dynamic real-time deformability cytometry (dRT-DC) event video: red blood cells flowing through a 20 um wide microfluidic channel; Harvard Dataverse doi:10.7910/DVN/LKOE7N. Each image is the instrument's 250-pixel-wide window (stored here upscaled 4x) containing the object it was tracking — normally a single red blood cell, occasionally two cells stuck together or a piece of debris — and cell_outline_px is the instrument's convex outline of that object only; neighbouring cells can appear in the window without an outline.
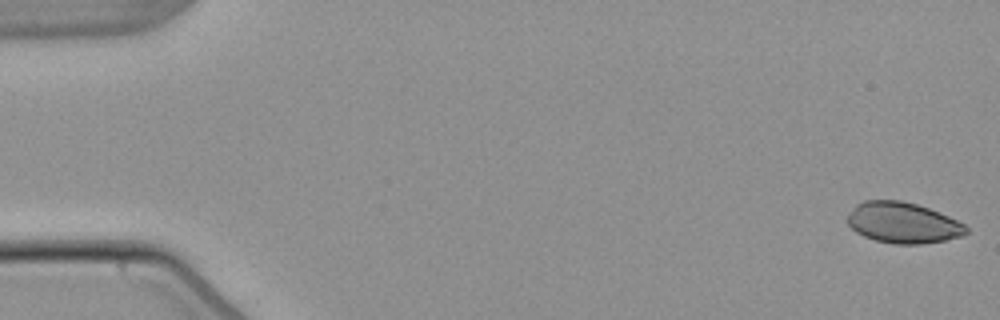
{"species": "common noctule bat (a hibernating species)", "species_latin": "Nyctalus noctula", "temperature_condition": "warm", "stored_images_in_passage": 6, "camera_frame_rate_fps": 3000, "um_per_image_px": 0.085, "animal": {"sex": "male", "body_mass_g": 21.5, "forearm_length_mm": 52.0}, "frame": {"image": 1, "passage_image": 1, "time_ms": 0.0, "image_size_px": [1000, 320], "cell_outline_px": [[968, 232], [960, 236], [944, 240], [920, 244], [892, 244], [876, 240], [864, 236], [856, 232], [848, 224], [848, 216], [856, 204], [864, 200], [900, 200], [916, 204], [928, 208], [948, 216], [964, 224], [968, 228]], "centroid_in_image_um": [76.74, 18.93], "position_along_channel_um": 8.3, "area_um2": 28.03}}
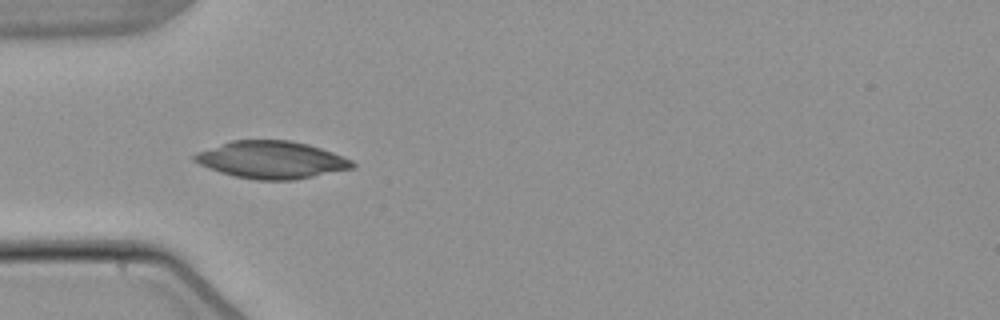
{"frame": {"image": 2, "passage_image": 5, "time_ms": 5.333, "image_size_px": [1000, 320], "cell_outline_px": [[356, 168], [292, 180], [256, 180], [236, 176], [220, 172], [208, 168], [192, 160], [192, 156], [196, 152], [232, 140], [288, 140], [308, 144], [332, 152], [352, 160], [356, 164]], "centroid_in_image_um": [23.08, 13.59], "position_along_channel_um": 61.9, "area_um2": 34.33}}